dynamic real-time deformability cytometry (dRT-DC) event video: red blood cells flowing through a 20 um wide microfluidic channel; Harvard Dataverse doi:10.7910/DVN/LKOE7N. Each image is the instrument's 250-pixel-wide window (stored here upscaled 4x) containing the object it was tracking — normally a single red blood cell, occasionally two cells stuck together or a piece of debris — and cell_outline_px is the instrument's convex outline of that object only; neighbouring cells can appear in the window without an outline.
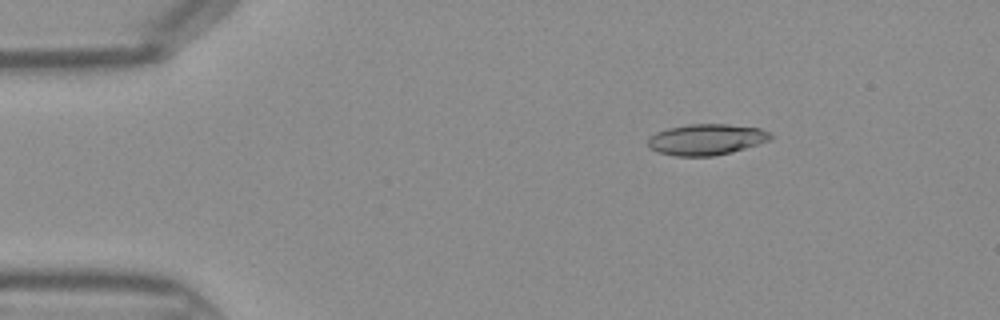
{"species": "Egyptian fruit bat (a non-hibernating species)", "species_latin": "Rousettus aegyptiacus", "temperature_condition": "warm", "stored_images_in_passage": 45, "camera_frame_rate_fps": 3000, "um_per_image_px": 0.085, "frame": {"image": 1, "passage_image": 7, "time_ms": 2.0, "image_size_px": [1000, 320], "cell_outline_px": [[772, 136], [768, 140], [732, 152], [712, 156], [676, 156], [656, 152], [648, 144], [648, 136], [656, 132], [668, 128], [688, 124], [728, 124], [760, 128], [772, 132]], "centroid_in_image_um": [60.02, 11.85], "position_along_channel_um": 25.0, "area_um2": 22.14}}
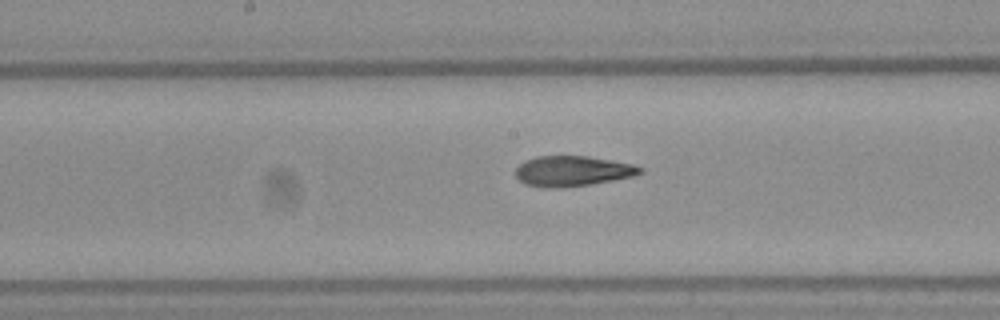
{"frame": {"image": 2, "passage_image": 23, "time_ms": 7.333, "image_size_px": [1000, 320], "cell_outline_px": [[644, 172], [632, 176], [592, 184], [560, 188], [540, 188], [524, 184], [516, 176], [516, 168], [524, 160], [536, 156], [588, 156], [632, 164], [644, 168]], "centroid_in_image_um": [48.63, 14.55], "position_along_channel_um": 199.6, "area_um2": 22.14}}
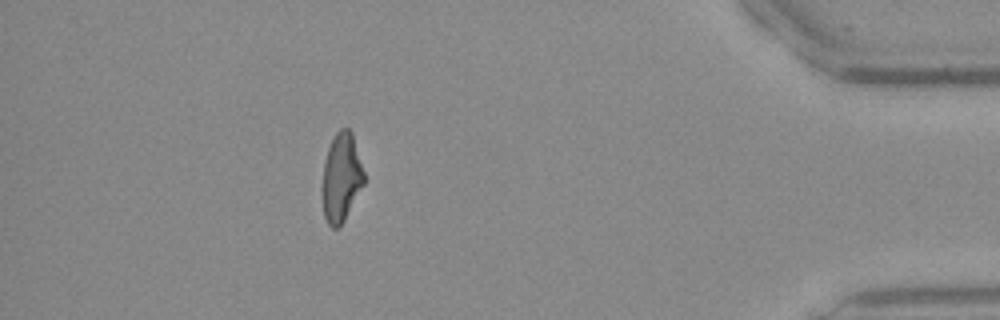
{"frame": {"image": 3, "passage_image": 40, "time_ms": 13.0, "image_size_px": [1000, 320], "cell_outline_px": [[364, 184], [344, 220], [336, 228], [332, 228], [328, 224], [324, 216], [324, 164], [328, 148], [336, 132], [340, 128], [348, 128], [352, 132], [364, 172]], "centroid_in_image_um": [29.04, 15.06], "position_along_channel_um": 406.2, "area_um2": 20.92}}